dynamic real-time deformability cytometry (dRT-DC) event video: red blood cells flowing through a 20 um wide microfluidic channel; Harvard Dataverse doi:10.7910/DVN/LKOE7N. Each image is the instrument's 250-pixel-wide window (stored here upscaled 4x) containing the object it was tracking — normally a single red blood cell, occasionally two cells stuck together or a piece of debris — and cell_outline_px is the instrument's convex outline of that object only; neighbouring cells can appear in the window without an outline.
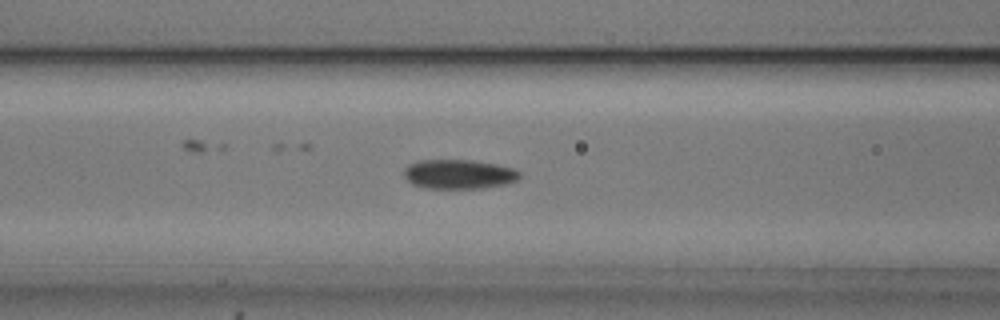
{"species": "common noctule bat (a hibernating species)", "species_latin": "Nyctalus noctula", "temperature_condition": "cold", "stored_images_in_passage": 20, "camera_frame_rate_fps": 3000, "um_per_image_px": 0.085, "animal": {"sex": "male", "body_mass_g": 20.5, "forearm_length_mm": 52.5}, "frame": {"image": 1, "passage_image": 14, "time_ms": 4.333, "image_size_px": [1000, 320], "cell_outline_px": [[520, 176], [516, 180], [504, 184], [480, 188], [424, 188], [412, 184], [404, 176], [404, 168], [408, 164], [420, 160], [472, 160], [496, 164], [512, 168], [520, 172]], "centroid_in_image_um": [38.96, 14.8], "position_along_channel_um": 127.6, "area_um2": 19.71}}